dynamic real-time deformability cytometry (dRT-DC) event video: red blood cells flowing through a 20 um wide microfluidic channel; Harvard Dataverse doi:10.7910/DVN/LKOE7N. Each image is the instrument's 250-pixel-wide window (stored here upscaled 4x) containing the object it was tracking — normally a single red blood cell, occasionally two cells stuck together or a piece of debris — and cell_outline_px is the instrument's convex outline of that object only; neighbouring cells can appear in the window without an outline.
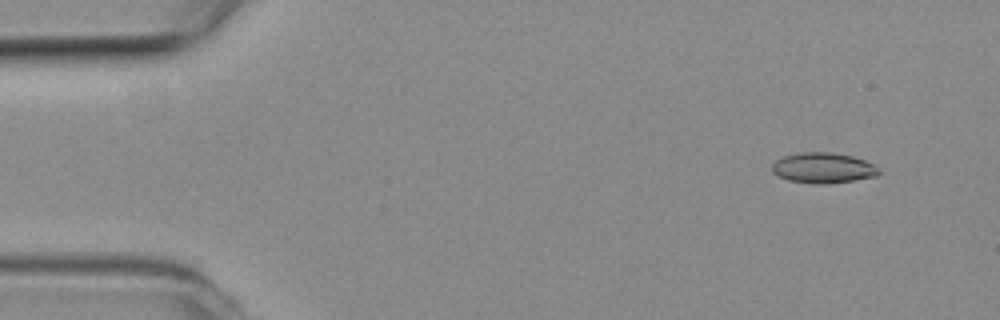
{"species": "common noctule bat (a hibernating species)", "species_latin": "Nyctalus noctula", "temperature_condition": "room temperature", "stored_images_in_passage": 6, "camera_frame_rate_fps": 3000, "um_per_image_px": 0.085, "animal": {"sex": "female", "body_mass_g": 19.3, "forearm_length_mm": 54.1}, "frame": {"image": 1, "passage_image": 2, "time_ms": 0.333, "image_size_px": [1000, 320], "cell_outline_px": [[880, 172], [876, 176], [852, 180], [824, 184], [816, 184], [788, 180], [772, 172], [772, 164], [776, 160], [784, 156], [800, 152], [832, 152], [852, 156], [876, 164], [880, 168]], "centroid_in_image_um": [69.99, 14.26], "position_along_channel_um": 15.0, "area_um2": 18.96}}
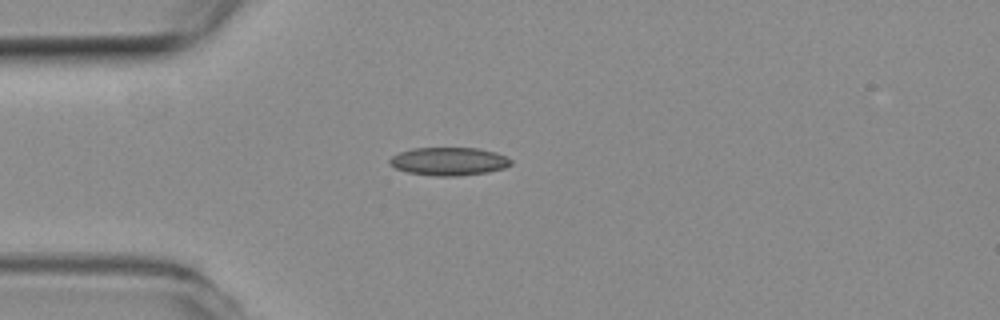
{"frame": {"image": 2, "passage_image": 4, "time_ms": 1.0, "image_size_px": [1000, 320], "cell_outline_px": [[512, 164], [504, 168], [488, 172], [456, 176], [440, 176], [408, 172], [396, 168], [388, 160], [392, 156], [400, 152], [412, 148], [480, 148], [496, 152], [512, 160]], "centroid_in_image_um": [38.19, 13.71], "position_along_channel_um": 46.8, "area_um2": 19.71}}
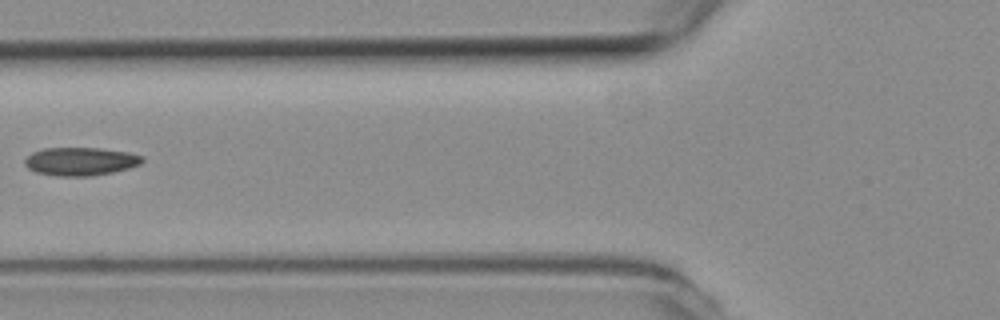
{"frame": {"image": 3, "passage_image": 6, "time_ms": 1.667, "image_size_px": [1000, 320], "cell_outline_px": [[144, 160], [140, 164], [128, 168], [112, 172], [92, 176], [56, 176], [36, 172], [28, 168], [24, 164], [24, 160], [32, 152], [44, 148], [100, 148], [128, 152], [144, 156]], "centroid_in_image_um": [6.84, 13.72], "position_along_channel_um": 119.0, "area_um2": 19.36}}